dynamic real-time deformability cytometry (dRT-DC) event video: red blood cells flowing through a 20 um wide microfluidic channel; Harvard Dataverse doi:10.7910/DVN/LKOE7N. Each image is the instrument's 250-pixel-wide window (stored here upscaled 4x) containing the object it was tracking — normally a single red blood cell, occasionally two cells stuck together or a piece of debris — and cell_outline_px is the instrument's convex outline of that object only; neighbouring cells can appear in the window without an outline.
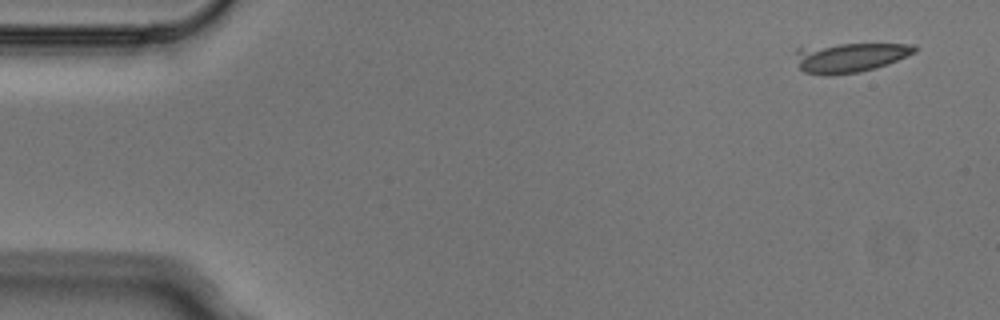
{"species": "Egyptian fruit bat (a non-hibernating species)", "species_latin": "Rousettus aegyptiacus", "temperature_condition": "cold", "stored_images_in_passage": 5, "camera_frame_rate_fps": 3000, "um_per_image_px": 0.085, "animal": {"sex": "male"}, "frame": {"image": 1, "passage_image": 1, "time_ms": 0.0, "image_size_px": [1000, 320], "cell_outline_px": [[916, 52], [888, 64], [876, 68], [860, 72], [832, 76], [824, 76], [804, 72], [800, 68], [796, 52], [796, 48], [840, 44], [916, 44]], "centroid_in_image_um": [72.25, 4.9], "position_along_channel_um": 12.8, "area_um2": 20.58}}